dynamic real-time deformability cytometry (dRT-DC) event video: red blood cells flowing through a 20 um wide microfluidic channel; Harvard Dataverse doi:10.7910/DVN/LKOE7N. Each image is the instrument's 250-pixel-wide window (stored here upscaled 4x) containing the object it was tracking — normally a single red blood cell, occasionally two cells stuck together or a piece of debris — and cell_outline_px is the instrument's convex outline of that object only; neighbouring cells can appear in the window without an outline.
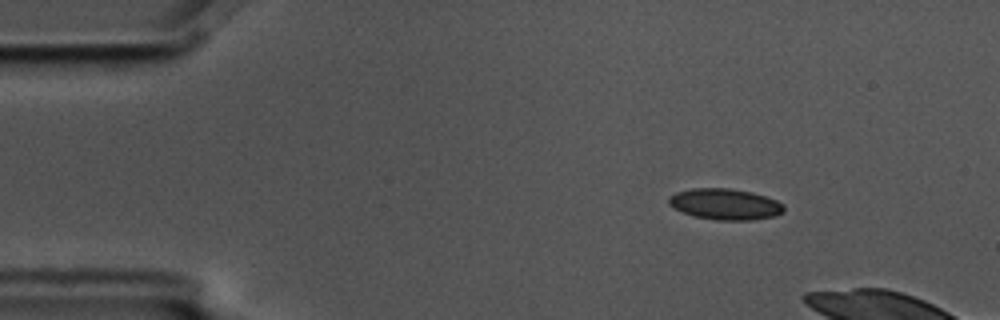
{"species": "common noctule bat (a hibernating species)", "species_latin": "Nyctalus noctula", "temperature_condition": "cold", "stored_images_in_passage": 5, "camera_frame_rate_fps": 3000, "um_per_image_px": 0.085, "animal": {"sex": "male", "body_mass_g": 17.5, "forearm_length_mm": 52.3}, "frame": {"image": 1, "passage_image": 2, "time_ms": 0.333, "image_size_px": [1000, 320], "cell_outline_px": [[784, 212], [776, 216], [752, 220], [716, 220], [692, 216], [668, 204], [668, 196], [676, 192], [692, 188], [728, 188], [752, 192], [776, 200], [784, 204]], "centroid_in_image_um": [61.64, 17.36], "position_along_channel_um": 23.4, "area_um2": 20.92}}